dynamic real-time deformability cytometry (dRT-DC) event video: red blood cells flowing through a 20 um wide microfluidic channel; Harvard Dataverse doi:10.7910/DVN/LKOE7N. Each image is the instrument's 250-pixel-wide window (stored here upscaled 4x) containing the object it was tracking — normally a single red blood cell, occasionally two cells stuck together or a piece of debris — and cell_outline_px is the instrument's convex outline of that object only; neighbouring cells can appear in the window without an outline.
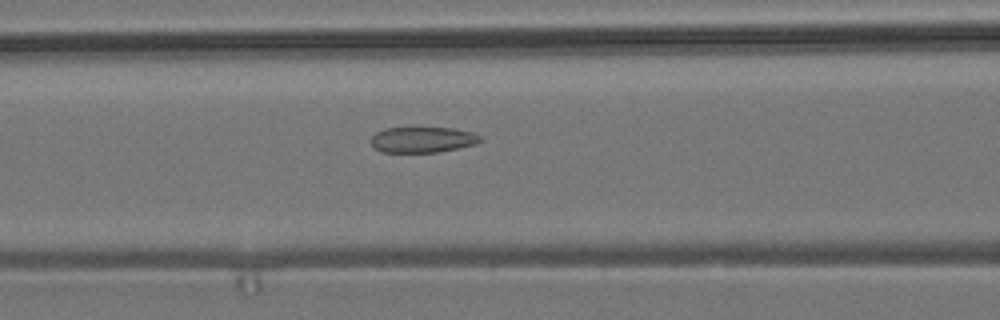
{"species": "common noctule bat (a hibernating species)", "species_latin": "Nyctalus noctula", "temperature_condition": "room temperature", "stored_images_in_passage": 56, "camera_frame_rate_fps": 3000, "um_per_image_px": 0.085, "animal": {"sex": "male", "body_mass_g": 19.2, "forearm_length_mm": 51.8}, "frame": {"image": 1, "passage_image": 23, "time_ms": 7.333, "image_size_px": [1000, 320], "cell_outline_px": [[484, 140], [476, 144], [436, 152], [380, 152], [372, 148], [368, 140], [376, 132], [384, 128], [456, 128], [472, 132], [480, 136]], "centroid_in_image_um": [35.87, 11.87], "position_along_channel_um": 130.7, "area_um2": 16.59}}
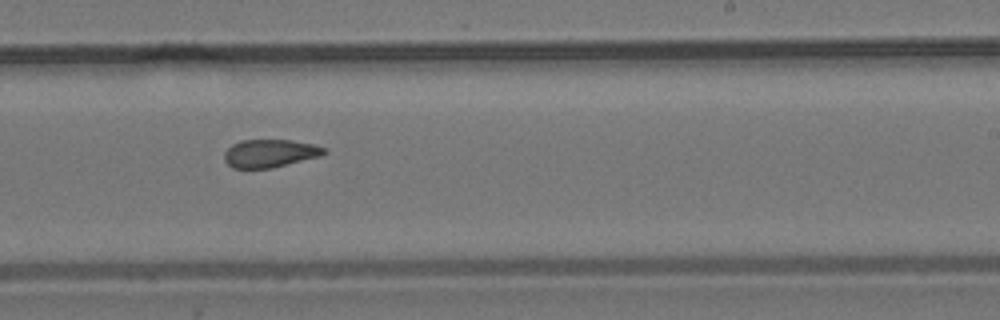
{"frame": {"image": 2, "passage_image": 34, "time_ms": 11.0, "image_size_px": [1000, 320], "cell_outline_px": [[328, 152], [320, 156], [272, 168], [232, 168], [224, 160], [224, 152], [232, 144], [240, 140], [292, 140], [316, 144], [328, 148]], "centroid_in_image_um": [22.98, 13.02], "position_along_channel_um": 266.0, "area_um2": 16.47}}
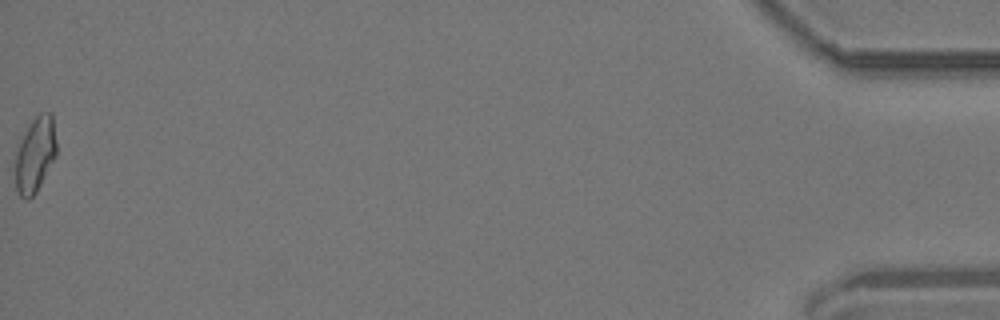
{"frame": {"image": 3, "passage_image": 56, "time_ms": 18.333, "image_size_px": [1000, 320], "cell_outline_px": [[56, 156], [36, 192], [28, 200], [20, 196], [16, 192], [16, 152], [24, 132], [32, 120], [40, 112], [52, 112], [56, 144]], "centroid_in_image_um": [2.99, 13.13], "position_along_channel_um": 432.2, "area_um2": 17.92}, "authors_computed_cell_mechanics": {"area_um2": 17.4845, "velocity_mm_per_s": 3.6973, "shape_relaxation_time_tau1_ms": null, "shape_relaxation_time_tau2_ms": 1.6587, "deformation_change_tau1": null, "deformation_change_tau2": 0.0793}}